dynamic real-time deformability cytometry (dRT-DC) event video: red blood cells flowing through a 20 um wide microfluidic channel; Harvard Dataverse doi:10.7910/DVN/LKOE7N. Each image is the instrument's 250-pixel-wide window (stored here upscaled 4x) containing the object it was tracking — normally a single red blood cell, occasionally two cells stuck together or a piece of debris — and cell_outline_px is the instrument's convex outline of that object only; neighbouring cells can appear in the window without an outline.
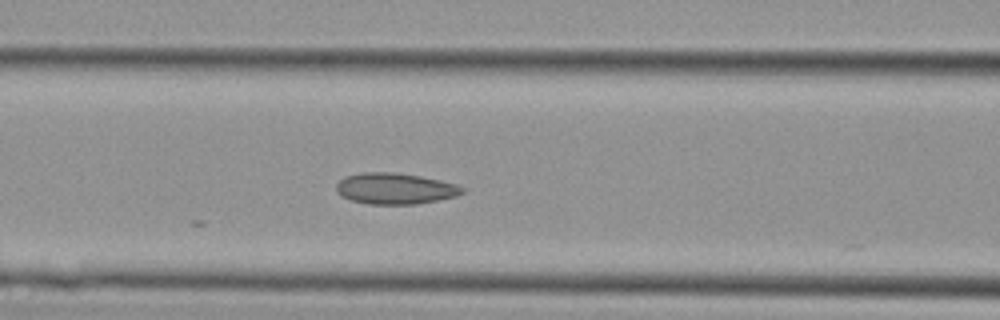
{"species": "Egyptian fruit bat (a non-hibernating species)", "species_latin": "Rousettus aegyptiacus", "temperature_condition": "cold", "stored_images_in_passage": 34, "camera_frame_rate_fps": 3000, "um_per_image_px": 0.085, "animal": {"sex": "female"}, "frame": {"image": 1, "passage_image": 10, "time_ms": 3.0, "image_size_px": [1000, 320], "cell_outline_px": [[464, 192], [456, 196], [416, 204], [368, 204], [352, 200], [336, 192], [336, 184], [344, 176], [364, 172], [396, 172], [420, 176], [456, 184], [464, 188]], "centroid_in_image_um": [33.56, 16.02], "position_along_channel_um": 133.0, "area_um2": 22.72}}
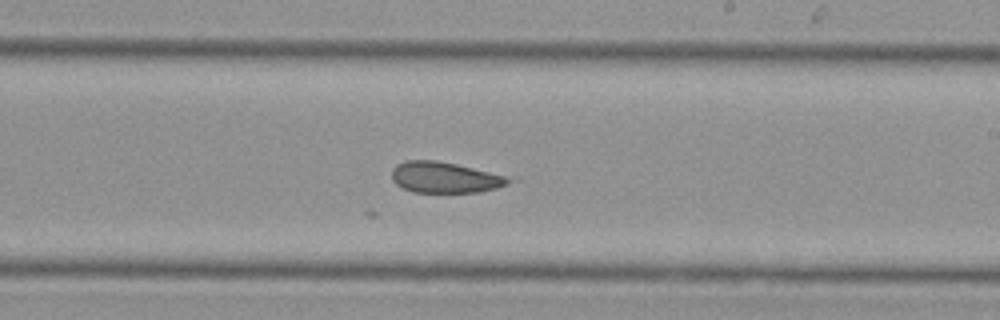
{"frame": {"image": 2, "passage_image": 17, "time_ms": 5.333, "image_size_px": [1000, 320], "cell_outline_px": [[520, 180], [496, 188], [480, 192], [412, 192], [396, 184], [392, 180], [392, 168], [396, 164], [408, 160], [436, 160], [520, 176]], "centroid_in_image_um": [38.01, 15.07], "position_along_channel_um": 251.0, "area_um2": 22.02}}
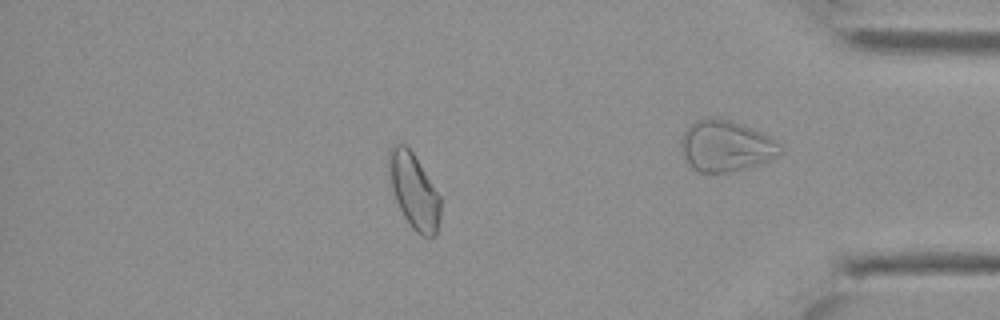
{"frame": {"image": 3, "passage_image": 28, "time_ms": 9.0, "image_size_px": [1000, 320], "cell_outline_px": [[440, 216], [436, 236], [424, 236], [416, 232], [412, 228], [404, 216], [396, 200], [392, 184], [388, 160], [388, 152], [392, 144], [404, 144], [412, 152], [440, 196]], "centroid_in_image_um": [35.2, 16.25], "position_along_channel_um": 400.0, "area_um2": 22.02}}